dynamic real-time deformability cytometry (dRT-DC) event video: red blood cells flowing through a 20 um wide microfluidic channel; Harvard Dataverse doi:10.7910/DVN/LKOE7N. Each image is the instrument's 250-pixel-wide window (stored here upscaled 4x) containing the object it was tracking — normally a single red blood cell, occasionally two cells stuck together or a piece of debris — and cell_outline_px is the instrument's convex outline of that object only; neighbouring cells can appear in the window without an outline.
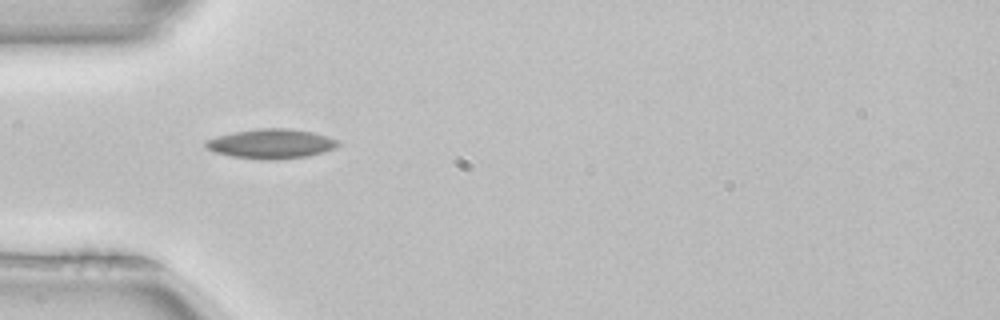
{"species": "common noctule bat (a hibernating species)", "species_latin": "Nyctalus noctula", "temperature_condition": "room temperature", "stored_images_in_passage": 37, "camera_frame_rate_fps": 3000, "um_per_image_px": 0.085, "animal": {"sex": "female", "body_mass_g": 22.7, "forearm_length_mm": 54.2}, "frame": {"image": 1, "passage_image": 1, "time_ms": 0.0, "image_size_px": [1000, 320], "cell_outline_px": [[340, 144], [336, 148], [324, 152], [308, 156], [276, 160], [260, 160], [232, 156], [212, 152], [204, 144], [204, 140], [216, 136], [236, 132], [260, 128], [288, 128], [312, 132], [336, 140]], "centroid_in_image_um": [23.02, 12.23], "position_along_channel_um": 62.0, "area_um2": 22.83}}
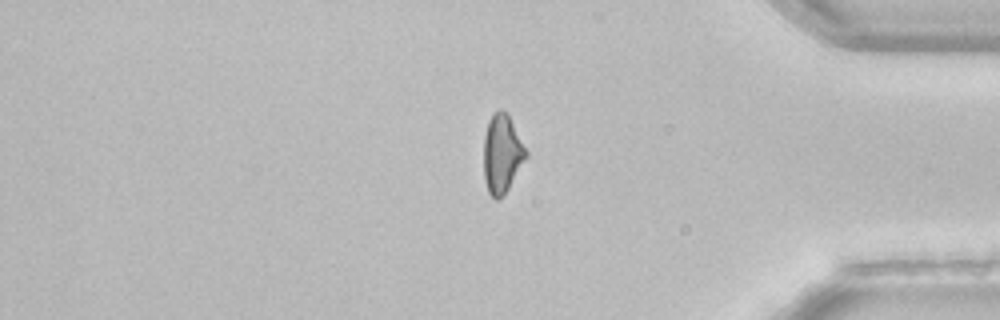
{"frame": {"image": 2, "passage_image": 28, "time_ms": 9.0, "image_size_px": [1000, 320], "cell_outline_px": [[528, 156], [508, 188], [496, 200], [488, 192], [484, 176], [484, 136], [488, 120], [500, 108], [508, 116], [528, 152]], "centroid_in_image_um": [42.66, 13.07], "position_along_channel_um": 392.5, "area_um2": 18.9}}
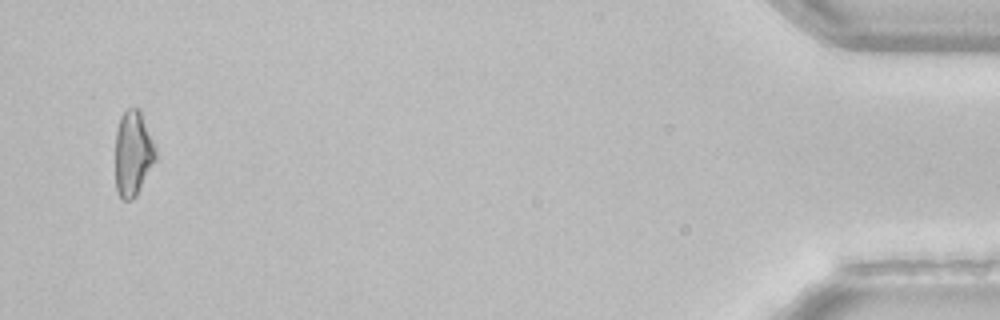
{"frame": {"image": 3, "passage_image": 35, "time_ms": 11.333, "image_size_px": [1000, 320], "cell_outline_px": [[156, 160], [136, 196], [132, 200], [120, 200], [116, 192], [116, 132], [120, 116], [128, 108], [140, 108], [156, 148]], "centroid_in_image_um": [11.31, 13.06], "position_along_channel_um": 423.9, "area_um2": 20.23}, "authors_computed_cell_mechanics": {"area_um2": 20.23, "velocity_mm_per_s": 3.9877, "shape_relaxation_time_tau1_ms": 6.2604, "shape_relaxation_time_tau2_ms": null, "deformation_change_tau1": 0.1358, "deformation_change_tau2": null}}